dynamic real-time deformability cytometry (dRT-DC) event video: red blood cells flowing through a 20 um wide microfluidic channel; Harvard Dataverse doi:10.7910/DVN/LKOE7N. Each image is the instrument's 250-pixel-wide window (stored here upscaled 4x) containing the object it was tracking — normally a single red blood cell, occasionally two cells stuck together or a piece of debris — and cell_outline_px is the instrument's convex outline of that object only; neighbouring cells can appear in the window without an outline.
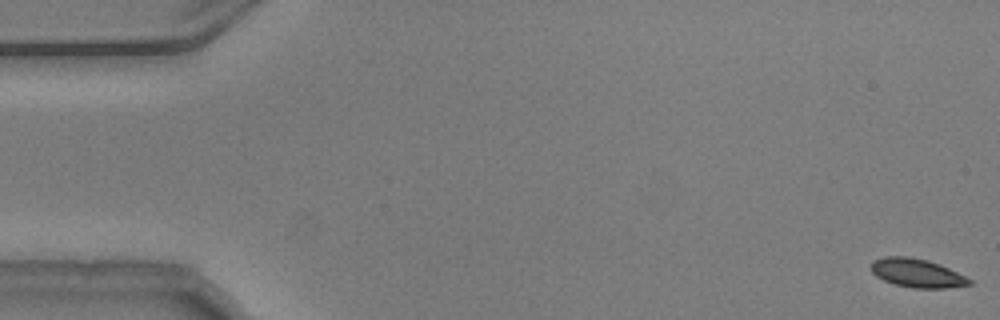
{"species": "common noctule bat (a hibernating species)", "species_latin": "Nyctalus noctula", "temperature_condition": "warm", "stored_images_in_passage": 55, "camera_frame_rate_fps": 3000, "um_per_image_px": 0.085, "animal": {"sex": "male", "body_mass_g": 20.5, "forearm_length_mm": 52.5}, "frame": {"image": 1, "passage_image": 1, "time_ms": 0.0, "image_size_px": [1000, 320], "cell_outline_px": [[972, 284], [948, 288], [912, 288], [896, 284], [884, 280], [876, 276], [872, 272], [872, 260], [884, 256], [908, 256], [928, 260], [940, 264], [972, 280]], "centroid_in_image_um": [77.94, 23.2], "position_along_channel_um": 7.1, "area_um2": 16.36}}
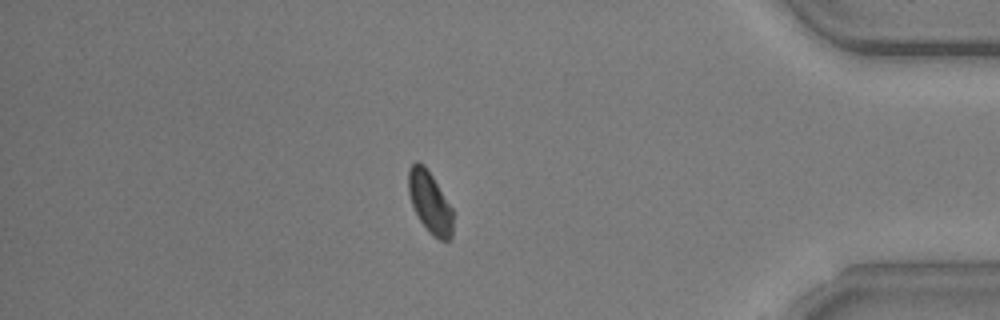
{"frame": {"image": 2, "passage_image": 47, "time_ms": 15.333, "image_size_px": [1000, 320], "cell_outline_px": [[452, 236], [448, 240], [440, 240], [432, 236], [428, 232], [420, 220], [412, 204], [408, 192], [408, 168], [416, 160], [424, 164], [432, 176], [452, 208]], "centroid_in_image_um": [36.52, 17.18], "position_along_channel_um": 398.7, "area_um2": 15.9}}
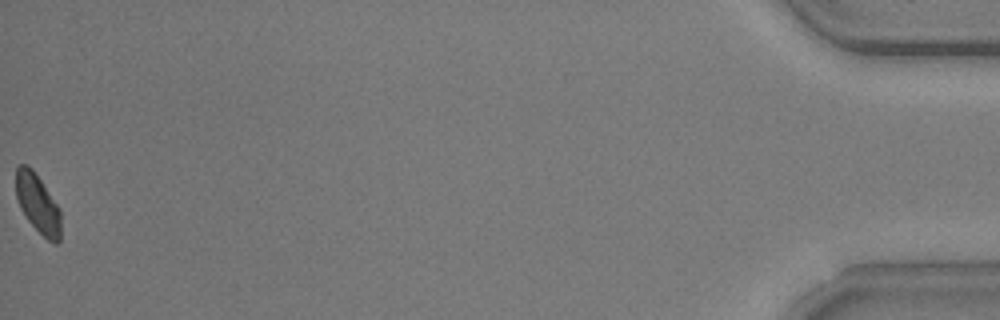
{"frame": {"image": 3, "passage_image": 55, "time_ms": 18.0, "image_size_px": [1000, 320], "cell_outline_px": [[60, 240], [56, 244], [48, 240], [28, 220], [20, 208], [16, 196], [16, 168], [20, 164], [28, 164], [32, 168], [60, 208]], "centroid_in_image_um": [3.2, 17.28], "position_along_channel_um": 432.0, "area_um2": 15.32}, "authors_computed_cell_mechanics": {"area_um2": 16.762, "velocity_mm_per_s": 3.7278, "shape_relaxation_time_tau1_ms": 1.9724, "shape_relaxation_time_tau2_ms": 4.7858, "deformation_change_tau1": 0.0891, "deformation_change_tau2": 0.0477}}